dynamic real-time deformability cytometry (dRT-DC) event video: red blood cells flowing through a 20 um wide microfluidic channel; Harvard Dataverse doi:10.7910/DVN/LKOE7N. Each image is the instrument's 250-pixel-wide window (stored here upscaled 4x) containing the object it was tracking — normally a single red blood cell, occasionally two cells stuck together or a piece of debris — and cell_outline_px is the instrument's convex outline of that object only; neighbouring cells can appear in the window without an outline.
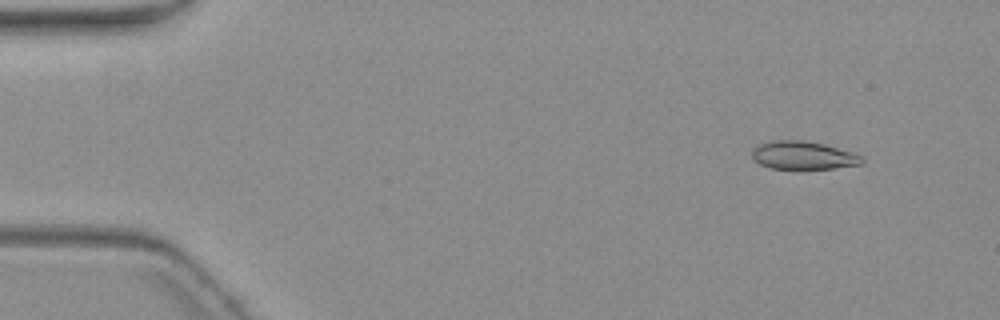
{"species": "common noctule bat (a hibernating species)", "species_latin": "Nyctalus noctula", "temperature_condition": "warm", "stored_images_in_passage": 5, "camera_frame_rate_fps": 3000, "um_per_image_px": 0.085, "animal": {"sex": "female", "body_mass_g": 19.3, "forearm_length_mm": 54.1}, "frame": {"image": 1, "passage_image": 2, "time_ms": 1.0, "image_size_px": [1000, 320], "cell_outline_px": [[864, 164], [800, 172], [772, 168], [760, 164], [752, 156], [752, 148], [760, 144], [772, 140], [804, 140], [824, 144], [852, 152], [864, 156]], "centroid_in_image_um": [68.3, 13.25], "position_along_channel_um": 16.7, "area_um2": 18.79}}
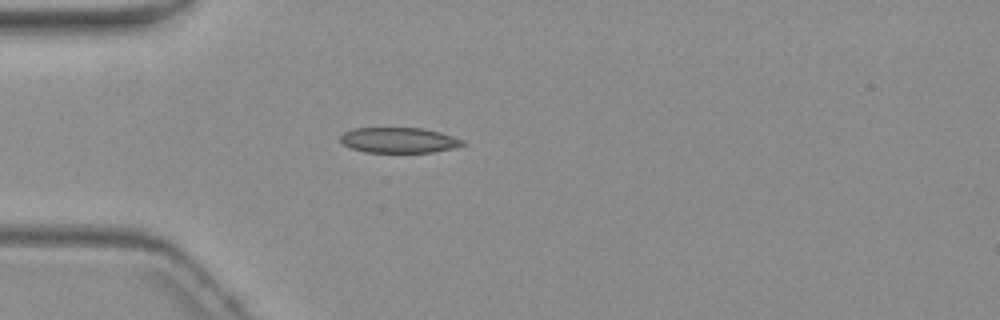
{"frame": {"image": 2, "passage_image": 5, "time_ms": 4.667, "image_size_px": [1000, 320], "cell_outline_px": [[468, 144], [452, 148], [432, 152], [364, 152], [352, 148], [344, 144], [340, 140], [340, 136], [344, 132], [356, 128], [424, 128], [440, 132], [464, 140]], "centroid_in_image_um": [33.93, 11.91], "position_along_channel_um": 51.1, "area_um2": 18.03}}